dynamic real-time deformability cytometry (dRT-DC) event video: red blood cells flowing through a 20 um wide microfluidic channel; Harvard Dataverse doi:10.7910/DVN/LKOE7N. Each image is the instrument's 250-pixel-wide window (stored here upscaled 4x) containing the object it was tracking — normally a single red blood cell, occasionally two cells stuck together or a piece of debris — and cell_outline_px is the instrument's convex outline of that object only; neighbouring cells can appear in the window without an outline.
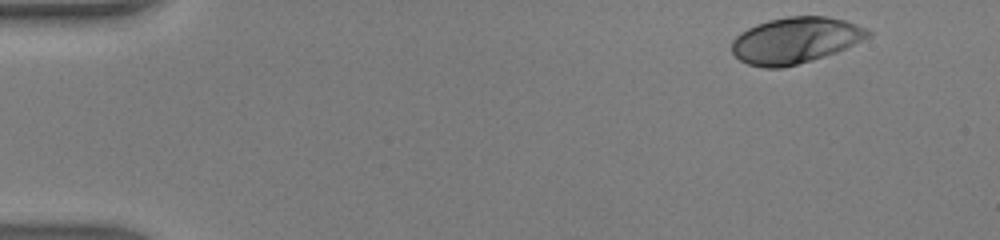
{"species": "human", "species_latin": "Homo sapiens", "temperature_condition": "warm", "stored_images_in_passage": 44, "camera_frame_rate_fps": 3000, "um_per_image_px": 0.085, "donor": {"sex": "male"}, "frame": {"image": 1, "passage_image": 1, "time_ms": 0.0, "image_size_px": [1000, 240], "cell_outline_px": [[872, 36], [836, 52], [812, 60], [780, 68], [764, 68], [748, 64], [740, 60], [732, 52], [732, 40], [740, 32], [756, 24], [768, 20], [788, 16], [828, 16], [844, 20], [868, 28], [872, 32]], "centroid_in_image_um": [67.62, 3.42], "position_along_channel_um": 17.4, "area_um2": 36.7}}
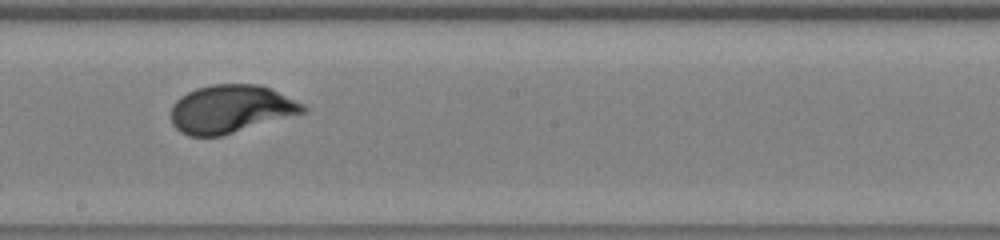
{"frame": {"image": 2, "passage_image": 24, "time_ms": 7.667, "image_size_px": [1000, 240], "cell_outline_px": [[308, 108], [304, 112], [220, 136], [188, 136], [180, 132], [172, 124], [172, 104], [180, 96], [196, 88], [212, 84], [256, 84], [272, 88], [304, 104]], "centroid_in_image_um": [19.59, 9.25], "position_along_channel_um": 228.6, "area_um2": 36.76}}
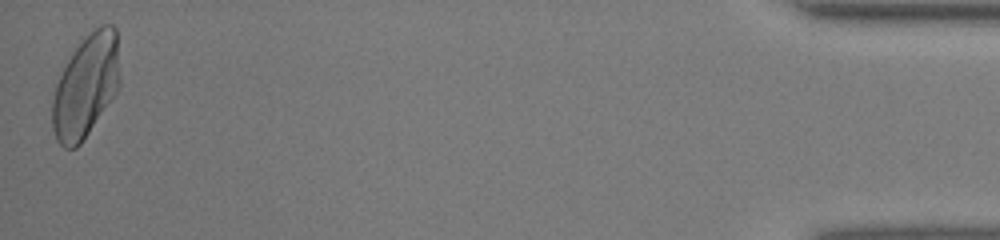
{"frame": {"image": 3, "passage_image": 44, "time_ms": 14.333, "image_size_px": [1000, 240], "cell_outline_px": [[120, 84], [116, 92], [80, 144], [76, 148], [64, 148], [56, 140], [52, 128], [52, 100], [56, 84], [68, 60], [76, 48], [100, 24], [112, 24], [116, 28], [120, 76]], "centroid_in_image_um": [7.3, 7.33], "position_along_channel_um": 427.9, "area_um2": 39.88}, "authors_computed_cell_mechanics": {"area_um2": 36.9342, "velocity_mm_per_s": 4.3265, "shape_relaxation_time_tau1_ms": 2.4468, "shape_relaxation_time_tau2_ms": null, "deformation_change_tau1": 0.1701, "deformation_change_tau2": null}}